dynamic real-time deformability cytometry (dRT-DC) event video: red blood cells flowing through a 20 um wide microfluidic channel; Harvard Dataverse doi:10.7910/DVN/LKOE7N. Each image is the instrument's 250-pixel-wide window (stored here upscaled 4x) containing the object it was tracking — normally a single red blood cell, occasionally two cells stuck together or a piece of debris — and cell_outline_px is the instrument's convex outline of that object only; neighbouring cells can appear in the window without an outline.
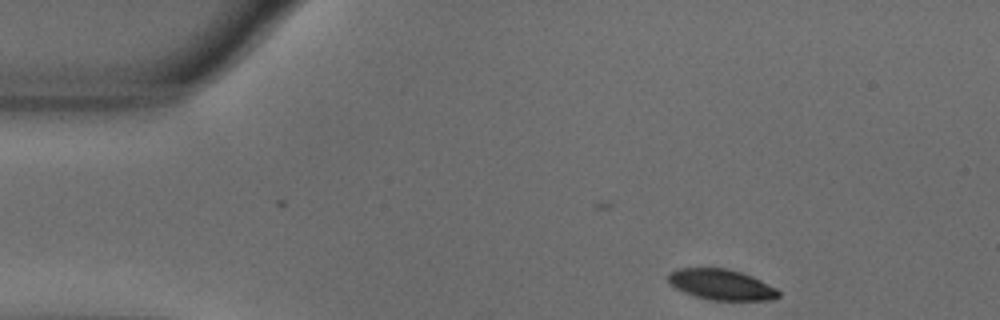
{"species": "common noctule bat (a hibernating species)", "species_latin": "Nyctalus noctula", "temperature_condition": "warm", "stored_images_in_passage": 38, "camera_frame_rate_fps": 3000, "um_per_image_px": 0.085, "animal": {"sex": "male", "body_mass_g": 18.8}, "frame": {"image": 1, "passage_image": 1, "time_ms": 0.0, "image_size_px": [1000, 320], "cell_outline_px": [[780, 296], [772, 300], [708, 300], [684, 292], [676, 288], [668, 280], [668, 272], [676, 268], [724, 268], [740, 272], [752, 276], [776, 288], [780, 292]], "centroid_in_image_um": [61.31, 24.19], "position_along_channel_um": 23.7, "area_um2": 19.65}}
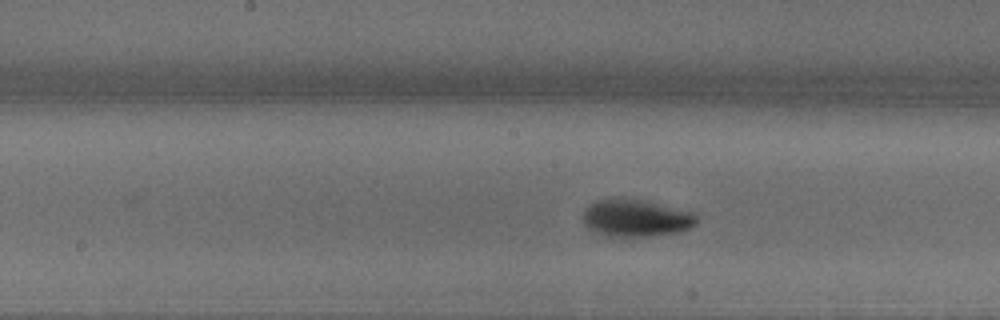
{"frame": {"image": 2, "passage_image": 21, "time_ms": 6.667, "image_size_px": [1000, 320], "cell_outline_px": [[696, 224], [692, 228], [680, 232], [652, 236], [604, 236], [588, 228], [584, 224], [584, 208], [588, 204], [600, 200], [616, 196], [620, 196], [644, 200], [692, 212], [696, 216]], "centroid_in_image_um": [54.03, 18.52], "position_along_channel_um": 194.2, "area_um2": 25.03}}
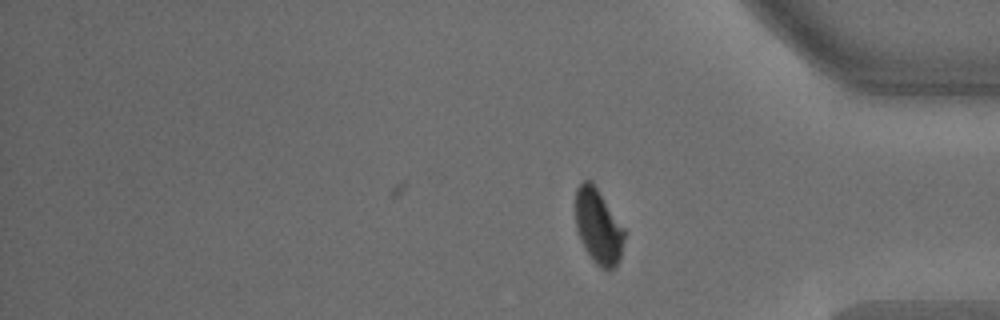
{"frame": {"image": 3, "passage_image": 38, "time_ms": 12.333, "image_size_px": [1000, 320], "cell_outline_px": [[624, 240], [620, 260], [608, 272], [600, 268], [592, 260], [584, 248], [580, 240], [576, 228], [576, 188], [584, 180], [592, 180], [624, 228]], "centroid_in_image_um": [50.85, 19.27], "position_along_channel_um": 384.4, "area_um2": 21.44}, "authors_computed_cell_mechanics": {"area_um2": 23.0622, "velocity_mm_per_s": 3.6014, "shape_relaxation_time_tau1_ms": 2.9962, "shape_relaxation_time_tau2_ms": 1.7199, "deformation_change_tau1": 0.1718, "deformation_change_tau2": 0.0378}}